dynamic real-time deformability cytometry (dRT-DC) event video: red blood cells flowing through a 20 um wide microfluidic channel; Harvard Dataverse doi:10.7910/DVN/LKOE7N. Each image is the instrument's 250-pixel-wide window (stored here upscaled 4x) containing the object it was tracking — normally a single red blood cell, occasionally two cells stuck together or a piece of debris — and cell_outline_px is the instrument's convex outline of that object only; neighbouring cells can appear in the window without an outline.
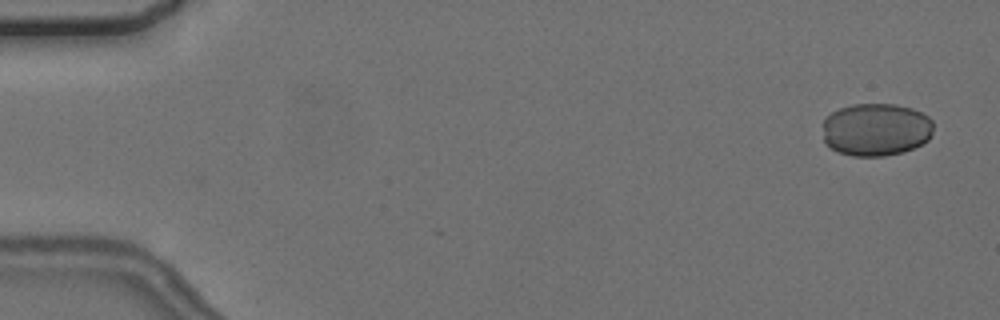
{"species": "common noctule bat (a hibernating species)", "species_latin": "Nyctalus noctula", "temperature_condition": "cold", "stored_images_in_passage": 5, "camera_frame_rate_fps": 3000, "um_per_image_px": 0.085, "animal": {"sex": "female", "body_mass_g": 24.6, "forearm_length_mm": 56.2}, "frame": {"image": 1, "passage_image": 1, "time_ms": 0.0, "image_size_px": [1000, 320], "cell_outline_px": [[932, 132], [928, 140], [904, 152], [884, 156], [852, 156], [840, 152], [832, 148], [824, 140], [824, 120], [832, 112], [840, 108], [852, 104], [896, 104], [912, 108], [928, 116], [932, 120]], "centroid_in_image_um": [74.47, 11.0], "position_along_channel_um": 10.5, "area_um2": 33.99}}